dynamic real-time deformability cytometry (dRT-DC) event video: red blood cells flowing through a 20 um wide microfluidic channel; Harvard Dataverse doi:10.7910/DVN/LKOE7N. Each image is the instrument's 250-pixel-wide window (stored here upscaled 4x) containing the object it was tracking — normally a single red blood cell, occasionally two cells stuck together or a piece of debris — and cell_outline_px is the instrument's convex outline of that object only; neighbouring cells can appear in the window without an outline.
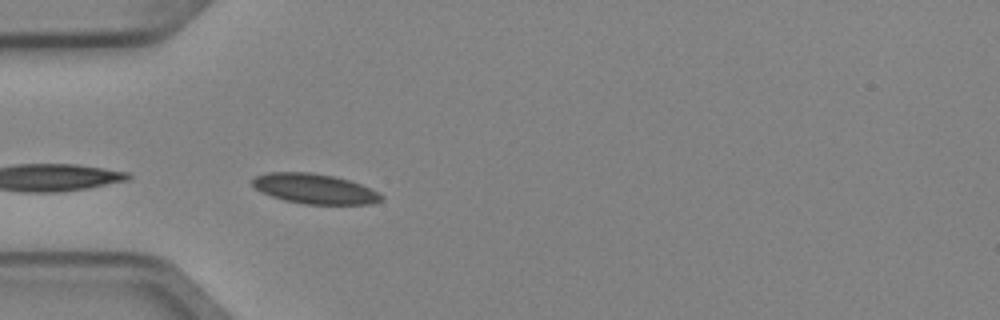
{"species": "Egyptian fruit bat (a non-hibernating species)", "species_latin": "Rousettus aegyptiacus", "temperature_condition": "cold", "stored_images_in_passage": 3, "camera_frame_rate_fps": 3000, "um_per_image_px": 0.085, "animal": {"sex": "female"}, "frame": {"image": 1, "passage_image": 3, "time_ms": 0.667, "image_size_px": [1000, 320], "cell_outline_px": [[384, 200], [372, 204], [304, 204], [284, 200], [260, 192], [252, 184], [252, 180], [256, 176], [268, 172], [312, 172], [332, 176], [348, 180], [360, 184], [384, 196]], "centroid_in_image_um": [26.73, 16.05], "position_along_channel_um": 58.3, "area_um2": 22.43}}